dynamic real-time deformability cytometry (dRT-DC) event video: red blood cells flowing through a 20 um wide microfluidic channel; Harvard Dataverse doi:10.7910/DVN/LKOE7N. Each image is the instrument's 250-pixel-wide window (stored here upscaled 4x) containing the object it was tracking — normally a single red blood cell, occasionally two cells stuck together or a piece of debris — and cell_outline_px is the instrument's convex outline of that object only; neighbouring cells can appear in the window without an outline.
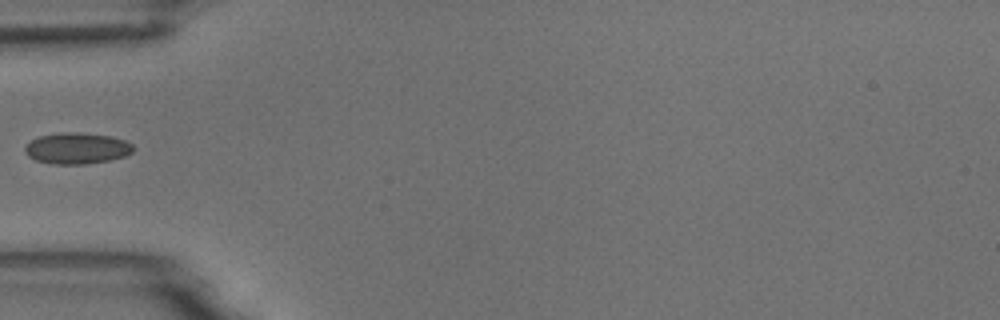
{"species": "common noctule bat (a hibernating species)", "species_latin": "Nyctalus noctula", "temperature_condition": "room temperature", "stored_images_in_passage": 5, "camera_frame_rate_fps": 3000, "um_per_image_px": 0.085, "animal": {"sex": "male", "body_mass_g": 18.8}, "frame": {"image": 1, "passage_image": 1, "time_ms": 0.0, "image_size_px": [1000, 320], "cell_outline_px": [[136, 148], [132, 152], [124, 156], [108, 160], [84, 164], [52, 164], [36, 160], [28, 156], [24, 152], [24, 148], [32, 140], [40, 136], [60, 132], [76, 132], [108, 136], [124, 140], [132, 144]], "centroid_in_image_um": [6.53, 12.61], "position_along_channel_um": 78.5, "area_um2": 19.54}}